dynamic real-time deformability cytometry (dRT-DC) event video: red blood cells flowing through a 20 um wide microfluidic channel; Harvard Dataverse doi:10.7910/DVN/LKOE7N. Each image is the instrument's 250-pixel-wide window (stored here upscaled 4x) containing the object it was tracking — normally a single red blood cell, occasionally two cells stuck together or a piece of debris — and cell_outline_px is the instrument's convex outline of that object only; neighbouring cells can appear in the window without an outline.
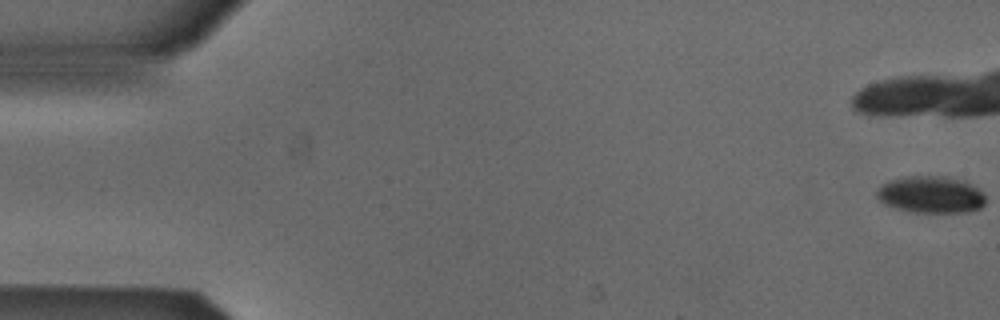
{"species": "Egyptian fruit bat (a non-hibernating species)", "species_latin": "Rousettus aegyptiacus", "temperature_condition": "cold", "stored_images_in_passage": 42, "camera_frame_rate_fps": 3000, "um_per_image_px": 0.085, "animal": {"sex": "male"}, "frame": {"image": 1, "passage_image": 1, "time_ms": 0.0, "image_size_px": [1000, 320], "cell_outline_px": [[984, 204], [980, 208], [968, 212], [908, 212], [884, 204], [876, 196], [876, 192], [884, 184], [892, 180], [912, 176], [932, 176], [956, 180], [968, 184], [976, 188], [984, 196]], "centroid_in_image_um": [79.08, 16.58], "position_along_channel_um": 5.9, "area_um2": 22.66}}